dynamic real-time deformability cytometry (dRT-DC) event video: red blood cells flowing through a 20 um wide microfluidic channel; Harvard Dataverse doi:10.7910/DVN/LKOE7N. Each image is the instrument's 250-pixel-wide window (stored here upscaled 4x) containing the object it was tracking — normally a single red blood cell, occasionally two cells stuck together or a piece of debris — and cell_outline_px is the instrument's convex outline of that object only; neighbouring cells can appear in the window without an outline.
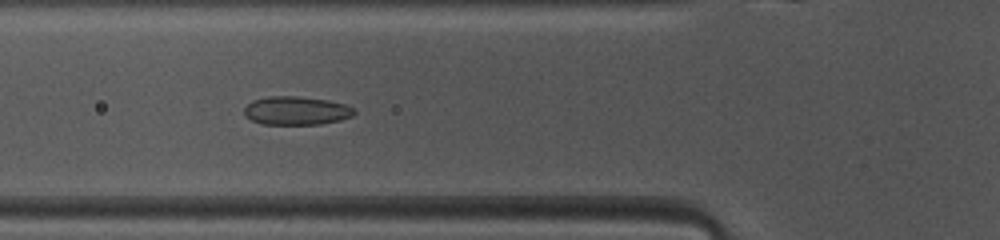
{"species": "common noctule bat (a hibernating species)", "species_latin": "Nyctalus noctula", "temperature_condition": "warm", "stored_images_in_passage": 41, "camera_frame_rate_fps": 3000, "um_per_image_px": 0.085, "animal": {"sex": "female", "body_mass_g": 10.0, "forearm_length_mm": 53.1}, "frame": {"image": 1, "passage_image": 9, "time_ms": 2.667, "image_size_px": [1000, 240], "cell_outline_px": [[356, 112], [352, 116], [340, 120], [320, 124], [264, 124], [252, 120], [244, 116], [244, 108], [252, 100], [268, 96], [296, 96], [328, 100], [344, 104], [356, 108]], "centroid_in_image_um": [25.19, 9.4], "position_along_channel_um": 100.6, "area_um2": 18.32}}
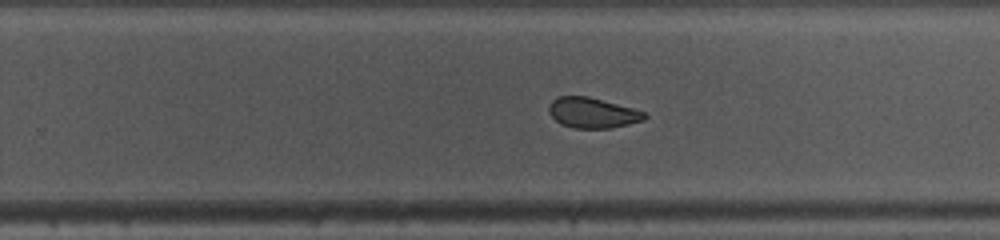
{"frame": {"image": 2, "passage_image": 22, "time_ms": 7.0, "image_size_px": [1000, 240], "cell_outline_px": [[648, 116], [644, 120], [612, 128], [572, 128], [560, 124], [548, 112], [548, 108], [552, 100], [556, 96], [588, 96], [632, 108], [644, 112]], "centroid_in_image_um": [50.34, 9.59], "position_along_channel_um": 279.5, "area_um2": 16.94}}
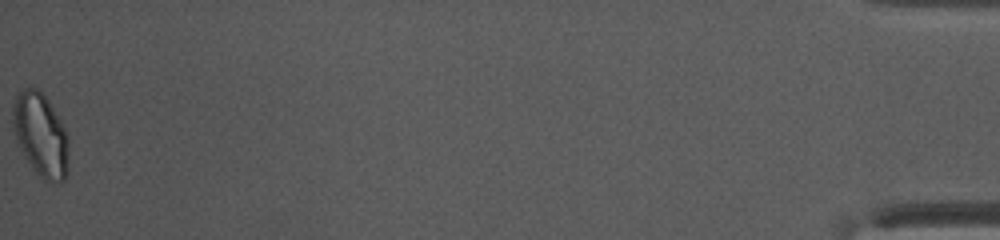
{"frame": {"image": 3, "passage_image": 41, "time_ms": 13.333, "image_size_px": [1000, 240], "cell_outline_px": [[68, 172], [64, 180], [44, 180], [36, 172], [28, 160], [16, 140], [12, 128], [12, 104], [16, 96], [24, 88], [36, 88], [48, 100], [64, 124], [68, 136]], "centroid_in_image_um": [3.46, 11.43], "position_along_channel_um": 431.7, "area_um2": 27.05}, "authors_computed_cell_mechanics": {"area_um2": 18.496, "velocity_mm_per_s": 4.1205, "shape_relaxation_time_tau1_ms": 4.0234, "shape_relaxation_time_tau2_ms": 1.2764, "deformation_change_tau1": 0.1029, "deformation_change_tau2": 0.0683}}